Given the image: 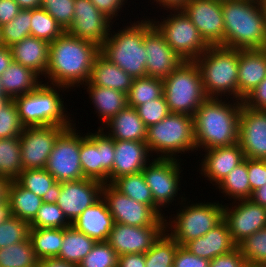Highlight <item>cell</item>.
I'll use <instances>...</instances> for the list:
<instances>
[{
	"mask_svg": "<svg viewBox=\"0 0 266 267\" xmlns=\"http://www.w3.org/2000/svg\"><path fill=\"white\" fill-rule=\"evenodd\" d=\"M186 201L187 198L173 218H165V231L180 246L205 235L224 219V205L219 201L192 203L190 200L189 204Z\"/></svg>",
	"mask_w": 266,
	"mask_h": 267,
	"instance_id": "obj_8",
	"label": "cell"
},
{
	"mask_svg": "<svg viewBox=\"0 0 266 267\" xmlns=\"http://www.w3.org/2000/svg\"><path fill=\"white\" fill-rule=\"evenodd\" d=\"M102 187V182L89 178L61 182L56 204L72 224L86 208L102 197Z\"/></svg>",
	"mask_w": 266,
	"mask_h": 267,
	"instance_id": "obj_20",
	"label": "cell"
},
{
	"mask_svg": "<svg viewBox=\"0 0 266 267\" xmlns=\"http://www.w3.org/2000/svg\"><path fill=\"white\" fill-rule=\"evenodd\" d=\"M16 181L46 203L56 204L61 193V182L56 181L45 168L22 170Z\"/></svg>",
	"mask_w": 266,
	"mask_h": 267,
	"instance_id": "obj_33",
	"label": "cell"
},
{
	"mask_svg": "<svg viewBox=\"0 0 266 267\" xmlns=\"http://www.w3.org/2000/svg\"><path fill=\"white\" fill-rule=\"evenodd\" d=\"M30 239L0 249V267H38Z\"/></svg>",
	"mask_w": 266,
	"mask_h": 267,
	"instance_id": "obj_40",
	"label": "cell"
},
{
	"mask_svg": "<svg viewBox=\"0 0 266 267\" xmlns=\"http://www.w3.org/2000/svg\"><path fill=\"white\" fill-rule=\"evenodd\" d=\"M117 267H145V253H131L118 257Z\"/></svg>",
	"mask_w": 266,
	"mask_h": 267,
	"instance_id": "obj_58",
	"label": "cell"
},
{
	"mask_svg": "<svg viewBox=\"0 0 266 267\" xmlns=\"http://www.w3.org/2000/svg\"><path fill=\"white\" fill-rule=\"evenodd\" d=\"M0 95H6V94L4 93V89H3V85H2L1 77H0Z\"/></svg>",
	"mask_w": 266,
	"mask_h": 267,
	"instance_id": "obj_68",
	"label": "cell"
},
{
	"mask_svg": "<svg viewBox=\"0 0 266 267\" xmlns=\"http://www.w3.org/2000/svg\"><path fill=\"white\" fill-rule=\"evenodd\" d=\"M135 109L147 128L157 124L170 114L164 95L158 99L141 104Z\"/></svg>",
	"mask_w": 266,
	"mask_h": 267,
	"instance_id": "obj_51",
	"label": "cell"
},
{
	"mask_svg": "<svg viewBox=\"0 0 266 267\" xmlns=\"http://www.w3.org/2000/svg\"><path fill=\"white\" fill-rule=\"evenodd\" d=\"M66 128L51 125L25 127L20 135L23 170L45 168L55 141Z\"/></svg>",
	"mask_w": 266,
	"mask_h": 267,
	"instance_id": "obj_15",
	"label": "cell"
},
{
	"mask_svg": "<svg viewBox=\"0 0 266 267\" xmlns=\"http://www.w3.org/2000/svg\"><path fill=\"white\" fill-rule=\"evenodd\" d=\"M224 47L266 49V26L259 0H222Z\"/></svg>",
	"mask_w": 266,
	"mask_h": 267,
	"instance_id": "obj_3",
	"label": "cell"
},
{
	"mask_svg": "<svg viewBox=\"0 0 266 267\" xmlns=\"http://www.w3.org/2000/svg\"><path fill=\"white\" fill-rule=\"evenodd\" d=\"M20 10L15 0H0V27L15 18Z\"/></svg>",
	"mask_w": 266,
	"mask_h": 267,
	"instance_id": "obj_57",
	"label": "cell"
},
{
	"mask_svg": "<svg viewBox=\"0 0 266 267\" xmlns=\"http://www.w3.org/2000/svg\"><path fill=\"white\" fill-rule=\"evenodd\" d=\"M183 247L195 256L212 260L229 253L237 245L232 241L228 224L223 219L205 235L187 242Z\"/></svg>",
	"mask_w": 266,
	"mask_h": 267,
	"instance_id": "obj_26",
	"label": "cell"
},
{
	"mask_svg": "<svg viewBox=\"0 0 266 267\" xmlns=\"http://www.w3.org/2000/svg\"><path fill=\"white\" fill-rule=\"evenodd\" d=\"M149 152L145 142L115 140L114 164L109 173V183L120 176L141 172L151 161Z\"/></svg>",
	"mask_w": 266,
	"mask_h": 267,
	"instance_id": "obj_24",
	"label": "cell"
},
{
	"mask_svg": "<svg viewBox=\"0 0 266 267\" xmlns=\"http://www.w3.org/2000/svg\"><path fill=\"white\" fill-rule=\"evenodd\" d=\"M118 257L107 241H99L77 267H117Z\"/></svg>",
	"mask_w": 266,
	"mask_h": 267,
	"instance_id": "obj_48",
	"label": "cell"
},
{
	"mask_svg": "<svg viewBox=\"0 0 266 267\" xmlns=\"http://www.w3.org/2000/svg\"><path fill=\"white\" fill-rule=\"evenodd\" d=\"M71 224L57 204L43 202L30 228H67Z\"/></svg>",
	"mask_w": 266,
	"mask_h": 267,
	"instance_id": "obj_47",
	"label": "cell"
},
{
	"mask_svg": "<svg viewBox=\"0 0 266 267\" xmlns=\"http://www.w3.org/2000/svg\"><path fill=\"white\" fill-rule=\"evenodd\" d=\"M101 129L114 140L145 142L147 138V127L136 109L129 106L113 116Z\"/></svg>",
	"mask_w": 266,
	"mask_h": 267,
	"instance_id": "obj_29",
	"label": "cell"
},
{
	"mask_svg": "<svg viewBox=\"0 0 266 267\" xmlns=\"http://www.w3.org/2000/svg\"><path fill=\"white\" fill-rule=\"evenodd\" d=\"M145 143L152 158L156 156V158L179 159L178 157L187 151L196 152L193 116L170 113L157 124L147 128ZM152 153L157 155L153 156Z\"/></svg>",
	"mask_w": 266,
	"mask_h": 267,
	"instance_id": "obj_7",
	"label": "cell"
},
{
	"mask_svg": "<svg viewBox=\"0 0 266 267\" xmlns=\"http://www.w3.org/2000/svg\"><path fill=\"white\" fill-rule=\"evenodd\" d=\"M165 232V226H129L114 222L108 244L121 256L146 253Z\"/></svg>",
	"mask_w": 266,
	"mask_h": 267,
	"instance_id": "obj_21",
	"label": "cell"
},
{
	"mask_svg": "<svg viewBox=\"0 0 266 267\" xmlns=\"http://www.w3.org/2000/svg\"><path fill=\"white\" fill-rule=\"evenodd\" d=\"M161 17V20L151 18L153 25L184 61H195L208 49L209 46L183 10H169L167 17Z\"/></svg>",
	"mask_w": 266,
	"mask_h": 267,
	"instance_id": "obj_10",
	"label": "cell"
},
{
	"mask_svg": "<svg viewBox=\"0 0 266 267\" xmlns=\"http://www.w3.org/2000/svg\"><path fill=\"white\" fill-rule=\"evenodd\" d=\"M111 27L113 28V21L90 0H75L74 19L65 32L101 46L107 40Z\"/></svg>",
	"mask_w": 266,
	"mask_h": 267,
	"instance_id": "obj_18",
	"label": "cell"
},
{
	"mask_svg": "<svg viewBox=\"0 0 266 267\" xmlns=\"http://www.w3.org/2000/svg\"><path fill=\"white\" fill-rule=\"evenodd\" d=\"M254 203L266 207V184L257 188L250 198Z\"/></svg>",
	"mask_w": 266,
	"mask_h": 267,
	"instance_id": "obj_62",
	"label": "cell"
},
{
	"mask_svg": "<svg viewBox=\"0 0 266 267\" xmlns=\"http://www.w3.org/2000/svg\"><path fill=\"white\" fill-rule=\"evenodd\" d=\"M87 88H86V87ZM84 90L87 89L90 103L94 105V112L98 113V120L102 127L108 121L116 116L121 110H124L127 105V94L112 88L99 87L91 84L89 81L84 84Z\"/></svg>",
	"mask_w": 266,
	"mask_h": 267,
	"instance_id": "obj_30",
	"label": "cell"
},
{
	"mask_svg": "<svg viewBox=\"0 0 266 267\" xmlns=\"http://www.w3.org/2000/svg\"><path fill=\"white\" fill-rule=\"evenodd\" d=\"M247 171L252 193L266 184V159L247 158Z\"/></svg>",
	"mask_w": 266,
	"mask_h": 267,
	"instance_id": "obj_52",
	"label": "cell"
},
{
	"mask_svg": "<svg viewBox=\"0 0 266 267\" xmlns=\"http://www.w3.org/2000/svg\"><path fill=\"white\" fill-rule=\"evenodd\" d=\"M94 133H80V164L85 178L109 183L115 154V140L99 126Z\"/></svg>",
	"mask_w": 266,
	"mask_h": 267,
	"instance_id": "obj_11",
	"label": "cell"
},
{
	"mask_svg": "<svg viewBox=\"0 0 266 267\" xmlns=\"http://www.w3.org/2000/svg\"><path fill=\"white\" fill-rule=\"evenodd\" d=\"M41 76L31 68L12 62L1 75V81L6 96L14 98L34 91L42 82Z\"/></svg>",
	"mask_w": 266,
	"mask_h": 267,
	"instance_id": "obj_32",
	"label": "cell"
},
{
	"mask_svg": "<svg viewBox=\"0 0 266 267\" xmlns=\"http://www.w3.org/2000/svg\"><path fill=\"white\" fill-rule=\"evenodd\" d=\"M49 46L50 43L45 40L28 36L13 44L10 49L14 62L31 68L43 77L48 67Z\"/></svg>",
	"mask_w": 266,
	"mask_h": 267,
	"instance_id": "obj_28",
	"label": "cell"
},
{
	"mask_svg": "<svg viewBox=\"0 0 266 267\" xmlns=\"http://www.w3.org/2000/svg\"><path fill=\"white\" fill-rule=\"evenodd\" d=\"M3 46V42H2V39H1V27H0V47Z\"/></svg>",
	"mask_w": 266,
	"mask_h": 267,
	"instance_id": "obj_70",
	"label": "cell"
},
{
	"mask_svg": "<svg viewBox=\"0 0 266 267\" xmlns=\"http://www.w3.org/2000/svg\"><path fill=\"white\" fill-rule=\"evenodd\" d=\"M29 239L39 260L58 257L63 240V228H30Z\"/></svg>",
	"mask_w": 266,
	"mask_h": 267,
	"instance_id": "obj_38",
	"label": "cell"
},
{
	"mask_svg": "<svg viewBox=\"0 0 266 267\" xmlns=\"http://www.w3.org/2000/svg\"><path fill=\"white\" fill-rule=\"evenodd\" d=\"M242 104L235 99L207 98L200 105L193 115L197 151L238 143Z\"/></svg>",
	"mask_w": 266,
	"mask_h": 267,
	"instance_id": "obj_2",
	"label": "cell"
},
{
	"mask_svg": "<svg viewBox=\"0 0 266 267\" xmlns=\"http://www.w3.org/2000/svg\"><path fill=\"white\" fill-rule=\"evenodd\" d=\"M163 95L170 113L193 116L208 98L195 61H185L163 79Z\"/></svg>",
	"mask_w": 266,
	"mask_h": 267,
	"instance_id": "obj_9",
	"label": "cell"
},
{
	"mask_svg": "<svg viewBox=\"0 0 266 267\" xmlns=\"http://www.w3.org/2000/svg\"><path fill=\"white\" fill-rule=\"evenodd\" d=\"M10 183H11L10 179L4 176H0V202L7 199L8 188H9Z\"/></svg>",
	"mask_w": 266,
	"mask_h": 267,
	"instance_id": "obj_65",
	"label": "cell"
},
{
	"mask_svg": "<svg viewBox=\"0 0 266 267\" xmlns=\"http://www.w3.org/2000/svg\"><path fill=\"white\" fill-rule=\"evenodd\" d=\"M158 7H161V9H164L166 11L169 10H182L185 5L190 2L191 0H153Z\"/></svg>",
	"mask_w": 266,
	"mask_h": 267,
	"instance_id": "obj_59",
	"label": "cell"
},
{
	"mask_svg": "<svg viewBox=\"0 0 266 267\" xmlns=\"http://www.w3.org/2000/svg\"><path fill=\"white\" fill-rule=\"evenodd\" d=\"M38 267H77V265L54 257L39 260Z\"/></svg>",
	"mask_w": 266,
	"mask_h": 267,
	"instance_id": "obj_61",
	"label": "cell"
},
{
	"mask_svg": "<svg viewBox=\"0 0 266 267\" xmlns=\"http://www.w3.org/2000/svg\"><path fill=\"white\" fill-rule=\"evenodd\" d=\"M65 31L44 9H32L31 36L49 43L60 37Z\"/></svg>",
	"mask_w": 266,
	"mask_h": 267,
	"instance_id": "obj_44",
	"label": "cell"
},
{
	"mask_svg": "<svg viewBox=\"0 0 266 267\" xmlns=\"http://www.w3.org/2000/svg\"><path fill=\"white\" fill-rule=\"evenodd\" d=\"M215 187L233 202L250 199L252 191L248 178L247 158L234 167Z\"/></svg>",
	"mask_w": 266,
	"mask_h": 267,
	"instance_id": "obj_37",
	"label": "cell"
},
{
	"mask_svg": "<svg viewBox=\"0 0 266 267\" xmlns=\"http://www.w3.org/2000/svg\"><path fill=\"white\" fill-rule=\"evenodd\" d=\"M76 123L66 128L55 141L45 169L58 182L85 178L80 164V130Z\"/></svg>",
	"mask_w": 266,
	"mask_h": 267,
	"instance_id": "obj_13",
	"label": "cell"
},
{
	"mask_svg": "<svg viewBox=\"0 0 266 267\" xmlns=\"http://www.w3.org/2000/svg\"><path fill=\"white\" fill-rule=\"evenodd\" d=\"M10 99L6 95H0V109H2Z\"/></svg>",
	"mask_w": 266,
	"mask_h": 267,
	"instance_id": "obj_66",
	"label": "cell"
},
{
	"mask_svg": "<svg viewBox=\"0 0 266 267\" xmlns=\"http://www.w3.org/2000/svg\"><path fill=\"white\" fill-rule=\"evenodd\" d=\"M75 0H41L40 8L46 10L66 31L74 19Z\"/></svg>",
	"mask_w": 266,
	"mask_h": 267,
	"instance_id": "obj_50",
	"label": "cell"
},
{
	"mask_svg": "<svg viewBox=\"0 0 266 267\" xmlns=\"http://www.w3.org/2000/svg\"><path fill=\"white\" fill-rule=\"evenodd\" d=\"M182 10L208 46L224 47L222 0H191Z\"/></svg>",
	"mask_w": 266,
	"mask_h": 267,
	"instance_id": "obj_17",
	"label": "cell"
},
{
	"mask_svg": "<svg viewBox=\"0 0 266 267\" xmlns=\"http://www.w3.org/2000/svg\"><path fill=\"white\" fill-rule=\"evenodd\" d=\"M102 197L116 223L137 227L165 226V218L151 206L122 194L111 183L103 184Z\"/></svg>",
	"mask_w": 266,
	"mask_h": 267,
	"instance_id": "obj_14",
	"label": "cell"
},
{
	"mask_svg": "<svg viewBox=\"0 0 266 267\" xmlns=\"http://www.w3.org/2000/svg\"><path fill=\"white\" fill-rule=\"evenodd\" d=\"M238 62L239 50L223 46H209L195 60L208 98L238 100Z\"/></svg>",
	"mask_w": 266,
	"mask_h": 267,
	"instance_id": "obj_5",
	"label": "cell"
},
{
	"mask_svg": "<svg viewBox=\"0 0 266 267\" xmlns=\"http://www.w3.org/2000/svg\"><path fill=\"white\" fill-rule=\"evenodd\" d=\"M21 9H37L40 8L41 0H15Z\"/></svg>",
	"mask_w": 266,
	"mask_h": 267,
	"instance_id": "obj_64",
	"label": "cell"
},
{
	"mask_svg": "<svg viewBox=\"0 0 266 267\" xmlns=\"http://www.w3.org/2000/svg\"><path fill=\"white\" fill-rule=\"evenodd\" d=\"M260 6L262 8V12L264 15V21H265V26H266V0H259Z\"/></svg>",
	"mask_w": 266,
	"mask_h": 267,
	"instance_id": "obj_67",
	"label": "cell"
},
{
	"mask_svg": "<svg viewBox=\"0 0 266 267\" xmlns=\"http://www.w3.org/2000/svg\"><path fill=\"white\" fill-rule=\"evenodd\" d=\"M71 225L99 242L107 241L114 220L106 201L101 197L92 206L86 208Z\"/></svg>",
	"mask_w": 266,
	"mask_h": 267,
	"instance_id": "obj_27",
	"label": "cell"
},
{
	"mask_svg": "<svg viewBox=\"0 0 266 267\" xmlns=\"http://www.w3.org/2000/svg\"><path fill=\"white\" fill-rule=\"evenodd\" d=\"M224 220L228 224L232 241L238 245L246 237L266 227V207L251 199L234 201L224 205Z\"/></svg>",
	"mask_w": 266,
	"mask_h": 267,
	"instance_id": "obj_19",
	"label": "cell"
},
{
	"mask_svg": "<svg viewBox=\"0 0 266 267\" xmlns=\"http://www.w3.org/2000/svg\"><path fill=\"white\" fill-rule=\"evenodd\" d=\"M98 10L115 23L119 12L128 0H90ZM115 19V21H114Z\"/></svg>",
	"mask_w": 266,
	"mask_h": 267,
	"instance_id": "obj_56",
	"label": "cell"
},
{
	"mask_svg": "<svg viewBox=\"0 0 266 267\" xmlns=\"http://www.w3.org/2000/svg\"><path fill=\"white\" fill-rule=\"evenodd\" d=\"M255 267H266V262H262V263L256 265Z\"/></svg>",
	"mask_w": 266,
	"mask_h": 267,
	"instance_id": "obj_69",
	"label": "cell"
},
{
	"mask_svg": "<svg viewBox=\"0 0 266 267\" xmlns=\"http://www.w3.org/2000/svg\"><path fill=\"white\" fill-rule=\"evenodd\" d=\"M163 79L153 77L134 78L127 93V105L132 108L163 96Z\"/></svg>",
	"mask_w": 266,
	"mask_h": 267,
	"instance_id": "obj_39",
	"label": "cell"
},
{
	"mask_svg": "<svg viewBox=\"0 0 266 267\" xmlns=\"http://www.w3.org/2000/svg\"><path fill=\"white\" fill-rule=\"evenodd\" d=\"M12 216L11 207L8 199L0 202V223L9 219Z\"/></svg>",
	"mask_w": 266,
	"mask_h": 267,
	"instance_id": "obj_63",
	"label": "cell"
},
{
	"mask_svg": "<svg viewBox=\"0 0 266 267\" xmlns=\"http://www.w3.org/2000/svg\"><path fill=\"white\" fill-rule=\"evenodd\" d=\"M238 143L245 158L266 159V111L242 104L239 116Z\"/></svg>",
	"mask_w": 266,
	"mask_h": 267,
	"instance_id": "obj_22",
	"label": "cell"
},
{
	"mask_svg": "<svg viewBox=\"0 0 266 267\" xmlns=\"http://www.w3.org/2000/svg\"><path fill=\"white\" fill-rule=\"evenodd\" d=\"M32 10L21 9L9 23L1 26V39L4 46L11 47L31 36Z\"/></svg>",
	"mask_w": 266,
	"mask_h": 267,
	"instance_id": "obj_43",
	"label": "cell"
},
{
	"mask_svg": "<svg viewBox=\"0 0 266 267\" xmlns=\"http://www.w3.org/2000/svg\"><path fill=\"white\" fill-rule=\"evenodd\" d=\"M134 78L99 54L92 66L89 82L95 86L128 93Z\"/></svg>",
	"mask_w": 266,
	"mask_h": 267,
	"instance_id": "obj_31",
	"label": "cell"
},
{
	"mask_svg": "<svg viewBox=\"0 0 266 267\" xmlns=\"http://www.w3.org/2000/svg\"><path fill=\"white\" fill-rule=\"evenodd\" d=\"M179 246L165 231L145 253V267H172Z\"/></svg>",
	"mask_w": 266,
	"mask_h": 267,
	"instance_id": "obj_42",
	"label": "cell"
},
{
	"mask_svg": "<svg viewBox=\"0 0 266 267\" xmlns=\"http://www.w3.org/2000/svg\"><path fill=\"white\" fill-rule=\"evenodd\" d=\"M199 164L200 175L212 185H217L230 171L244 161L245 155L239 143L204 150Z\"/></svg>",
	"mask_w": 266,
	"mask_h": 267,
	"instance_id": "obj_23",
	"label": "cell"
},
{
	"mask_svg": "<svg viewBox=\"0 0 266 267\" xmlns=\"http://www.w3.org/2000/svg\"><path fill=\"white\" fill-rule=\"evenodd\" d=\"M96 241L72 225L63 228L62 246L57 258L78 265L92 250Z\"/></svg>",
	"mask_w": 266,
	"mask_h": 267,
	"instance_id": "obj_36",
	"label": "cell"
},
{
	"mask_svg": "<svg viewBox=\"0 0 266 267\" xmlns=\"http://www.w3.org/2000/svg\"><path fill=\"white\" fill-rule=\"evenodd\" d=\"M151 160L142 170V173L146 184L151 189L154 203L160 209L168 208L173 201L176 205V199L178 200L177 203L181 204L185 199L178 193L181 177H183L180 176L183 172L181 158H152ZM178 194L179 197H177Z\"/></svg>",
	"mask_w": 266,
	"mask_h": 267,
	"instance_id": "obj_12",
	"label": "cell"
},
{
	"mask_svg": "<svg viewBox=\"0 0 266 267\" xmlns=\"http://www.w3.org/2000/svg\"><path fill=\"white\" fill-rule=\"evenodd\" d=\"M237 247L249 267H255L262 262H266V227L246 237Z\"/></svg>",
	"mask_w": 266,
	"mask_h": 267,
	"instance_id": "obj_45",
	"label": "cell"
},
{
	"mask_svg": "<svg viewBox=\"0 0 266 267\" xmlns=\"http://www.w3.org/2000/svg\"><path fill=\"white\" fill-rule=\"evenodd\" d=\"M30 223L11 216L0 223V249L29 238Z\"/></svg>",
	"mask_w": 266,
	"mask_h": 267,
	"instance_id": "obj_46",
	"label": "cell"
},
{
	"mask_svg": "<svg viewBox=\"0 0 266 267\" xmlns=\"http://www.w3.org/2000/svg\"><path fill=\"white\" fill-rule=\"evenodd\" d=\"M20 137L0 139V176L16 180L23 170Z\"/></svg>",
	"mask_w": 266,
	"mask_h": 267,
	"instance_id": "obj_41",
	"label": "cell"
},
{
	"mask_svg": "<svg viewBox=\"0 0 266 267\" xmlns=\"http://www.w3.org/2000/svg\"><path fill=\"white\" fill-rule=\"evenodd\" d=\"M100 46L64 32L49 46L47 83L67 89L78 88L87 83Z\"/></svg>",
	"mask_w": 266,
	"mask_h": 267,
	"instance_id": "obj_1",
	"label": "cell"
},
{
	"mask_svg": "<svg viewBox=\"0 0 266 267\" xmlns=\"http://www.w3.org/2000/svg\"><path fill=\"white\" fill-rule=\"evenodd\" d=\"M209 267H249L238 247L227 254L216 256L210 260Z\"/></svg>",
	"mask_w": 266,
	"mask_h": 267,
	"instance_id": "obj_53",
	"label": "cell"
},
{
	"mask_svg": "<svg viewBox=\"0 0 266 267\" xmlns=\"http://www.w3.org/2000/svg\"><path fill=\"white\" fill-rule=\"evenodd\" d=\"M25 126L22 124L17 106L10 100L0 109V139L20 137Z\"/></svg>",
	"mask_w": 266,
	"mask_h": 267,
	"instance_id": "obj_49",
	"label": "cell"
},
{
	"mask_svg": "<svg viewBox=\"0 0 266 267\" xmlns=\"http://www.w3.org/2000/svg\"><path fill=\"white\" fill-rule=\"evenodd\" d=\"M111 184L122 194H125L137 202L151 206L162 218L168 219V215L164 216L165 213L162 212L163 210L154 203L151 189L146 184L142 171L120 176Z\"/></svg>",
	"mask_w": 266,
	"mask_h": 267,
	"instance_id": "obj_35",
	"label": "cell"
},
{
	"mask_svg": "<svg viewBox=\"0 0 266 267\" xmlns=\"http://www.w3.org/2000/svg\"><path fill=\"white\" fill-rule=\"evenodd\" d=\"M61 91L68 92L69 89L44 82L34 91L14 98L22 124L25 127L44 125L71 127L76 120L69 117L71 115L63 104V96L59 94Z\"/></svg>",
	"mask_w": 266,
	"mask_h": 267,
	"instance_id": "obj_4",
	"label": "cell"
},
{
	"mask_svg": "<svg viewBox=\"0 0 266 267\" xmlns=\"http://www.w3.org/2000/svg\"><path fill=\"white\" fill-rule=\"evenodd\" d=\"M13 62L12 51L10 47L1 46L0 47V77L8 66Z\"/></svg>",
	"mask_w": 266,
	"mask_h": 267,
	"instance_id": "obj_60",
	"label": "cell"
},
{
	"mask_svg": "<svg viewBox=\"0 0 266 267\" xmlns=\"http://www.w3.org/2000/svg\"><path fill=\"white\" fill-rule=\"evenodd\" d=\"M266 78V49L239 50L238 100L251 93Z\"/></svg>",
	"mask_w": 266,
	"mask_h": 267,
	"instance_id": "obj_25",
	"label": "cell"
},
{
	"mask_svg": "<svg viewBox=\"0 0 266 267\" xmlns=\"http://www.w3.org/2000/svg\"><path fill=\"white\" fill-rule=\"evenodd\" d=\"M210 260L195 256L183 246H179L173 267H209Z\"/></svg>",
	"mask_w": 266,
	"mask_h": 267,
	"instance_id": "obj_54",
	"label": "cell"
},
{
	"mask_svg": "<svg viewBox=\"0 0 266 267\" xmlns=\"http://www.w3.org/2000/svg\"><path fill=\"white\" fill-rule=\"evenodd\" d=\"M8 202L12 216L31 222L43 204L42 198L22 187L16 180H11L8 188Z\"/></svg>",
	"mask_w": 266,
	"mask_h": 267,
	"instance_id": "obj_34",
	"label": "cell"
},
{
	"mask_svg": "<svg viewBox=\"0 0 266 267\" xmlns=\"http://www.w3.org/2000/svg\"><path fill=\"white\" fill-rule=\"evenodd\" d=\"M143 18L146 76L164 79L185 61L167 44L149 16Z\"/></svg>",
	"mask_w": 266,
	"mask_h": 267,
	"instance_id": "obj_16",
	"label": "cell"
},
{
	"mask_svg": "<svg viewBox=\"0 0 266 267\" xmlns=\"http://www.w3.org/2000/svg\"><path fill=\"white\" fill-rule=\"evenodd\" d=\"M243 104L251 109L266 111V78L243 99Z\"/></svg>",
	"mask_w": 266,
	"mask_h": 267,
	"instance_id": "obj_55",
	"label": "cell"
},
{
	"mask_svg": "<svg viewBox=\"0 0 266 267\" xmlns=\"http://www.w3.org/2000/svg\"><path fill=\"white\" fill-rule=\"evenodd\" d=\"M129 24L123 25V29L118 28L117 32L110 31L107 40L100 46V54L133 78L145 77L144 19L130 21Z\"/></svg>",
	"mask_w": 266,
	"mask_h": 267,
	"instance_id": "obj_6",
	"label": "cell"
}]
</instances>
